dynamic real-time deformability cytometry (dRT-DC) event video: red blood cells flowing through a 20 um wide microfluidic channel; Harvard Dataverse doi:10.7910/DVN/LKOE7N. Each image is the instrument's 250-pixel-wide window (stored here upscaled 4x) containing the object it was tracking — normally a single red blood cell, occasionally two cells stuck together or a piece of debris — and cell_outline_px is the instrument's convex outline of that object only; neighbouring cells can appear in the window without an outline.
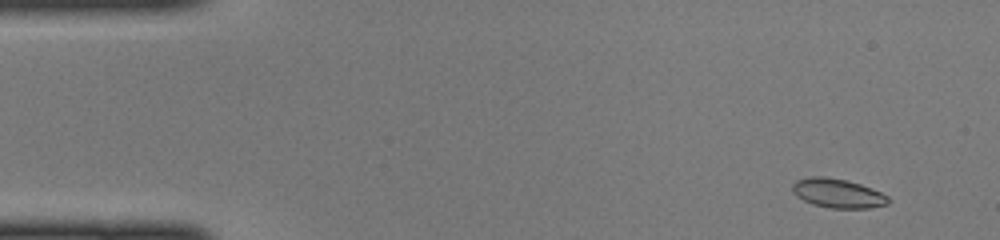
{"species": "common noctule bat (a hibernating species)", "species_latin": "Nyctalus noctula", "temperature_condition": "cold", "stored_images_in_passage": 47, "camera_frame_rate_fps": 3000, "um_per_image_px": 0.085, "animal": {"sex": "female", "body_mass_g": 22.0, "forearm_length_mm": 56.7}, "frame": {"image": 1, "passage_image": 3, "time_ms": 0.667, "image_size_px": [1000, 240], "cell_outline_px": [[888, 204], [868, 208], [832, 208], [812, 204], [796, 196], [792, 192], [792, 184], [796, 180], [808, 176], [824, 176], [848, 180], [872, 188], [888, 196]], "centroid_in_image_um": [71.17, 16.41], "position_along_channel_um": 13.8, "area_um2": 16.36}}
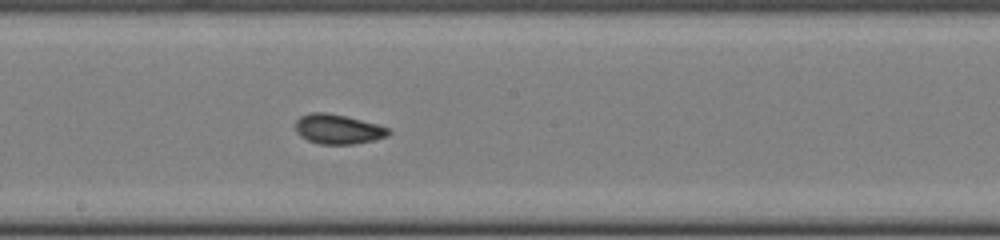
{"frame": {"image": 2, "passage_image": 25, "time_ms": 8.0, "image_size_px": [1000, 240], "cell_outline_px": [[392, 132], [388, 136], [372, 140], [352, 144], [320, 144], [308, 140], [300, 136], [296, 132], [296, 120], [300, 116], [312, 112], [328, 112], [392, 128]], "centroid_in_image_um": [28.73, 10.97], "position_along_channel_um": 219.5, "area_um2": 16.07}}
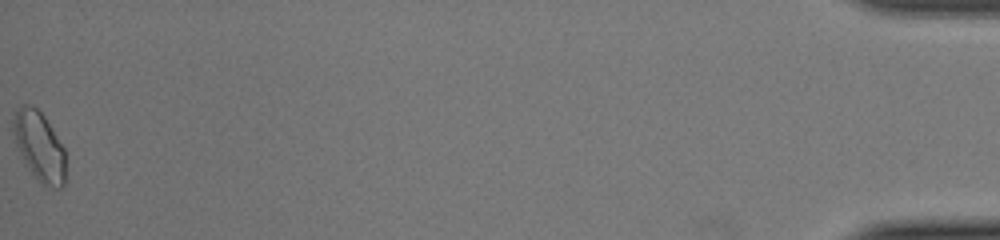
{"frame": {"image": 3, "passage_image": 47, "time_ms": 15.333, "image_size_px": [1000, 240], "cell_outline_px": [[64, 184], [60, 188], [44, 188], [40, 184], [32, 172], [16, 144], [12, 132], [12, 116], [16, 108], [20, 104], [32, 104], [44, 116], [64, 148]], "centroid_in_image_um": [3.31, 12.4], "position_along_channel_um": 431.9, "area_um2": 21.1}}